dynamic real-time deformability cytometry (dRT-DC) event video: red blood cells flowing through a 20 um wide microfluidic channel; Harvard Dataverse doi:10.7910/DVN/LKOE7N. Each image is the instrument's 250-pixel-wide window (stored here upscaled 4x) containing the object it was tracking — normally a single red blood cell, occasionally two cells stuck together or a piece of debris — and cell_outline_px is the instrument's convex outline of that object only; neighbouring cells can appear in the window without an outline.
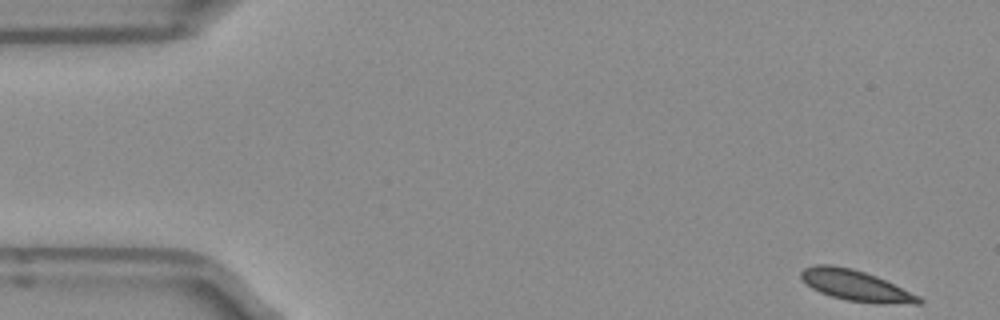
{"species": "Egyptian fruit bat (a non-hibernating species)", "species_latin": "Rousettus aegyptiacus", "temperature_condition": "room temperature", "stored_images_in_passage": 9, "camera_frame_rate_fps": 3000, "um_per_image_px": 0.085, "frame": {"image": 1, "passage_image": 1, "time_ms": 0.0, "image_size_px": [1000, 320], "cell_outline_px": [[924, 304], [880, 304], [848, 300], [832, 296], [820, 292], [812, 288], [800, 276], [800, 272], [804, 268], [816, 264], [832, 264], [852, 268], [876, 276], [920, 296], [924, 300]], "centroid_in_image_um": [72.78, 24.27], "position_along_channel_um": 12.2, "area_um2": 21.1}}